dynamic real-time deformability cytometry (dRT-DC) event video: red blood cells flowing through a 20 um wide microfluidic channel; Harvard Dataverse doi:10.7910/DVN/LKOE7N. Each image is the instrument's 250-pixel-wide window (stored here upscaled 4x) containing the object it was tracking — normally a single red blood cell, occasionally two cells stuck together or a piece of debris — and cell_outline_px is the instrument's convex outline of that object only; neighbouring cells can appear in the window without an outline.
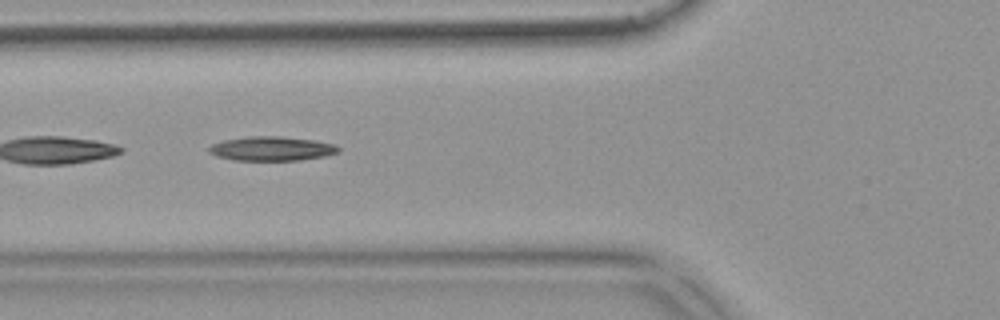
{"species": "common noctule bat (a hibernating species)", "species_latin": "Nyctalus noctula", "temperature_condition": "warm", "stored_images_in_passage": 53, "segment_of_instrument_passage": [2, 2], "camera_frame_rate_fps": 3000, "um_per_image_px": 0.085, "animal": {"sex": "female", "body_mass_g": 18.4}, "frame": {"image": 1, "passage_image": 20, "time_ms": 6.333, "image_size_px": [1000, 320], "cell_outline_px": [[340, 152], [324, 156], [300, 160], [232, 160], [216, 156], [208, 152], [208, 148], [212, 144], [224, 140], [248, 136], [280, 136], [316, 140], [336, 144], [340, 148]], "centroid_in_image_um": [23.11, 12.63], "position_along_channel_um": 102.7, "area_um2": 18.44}}
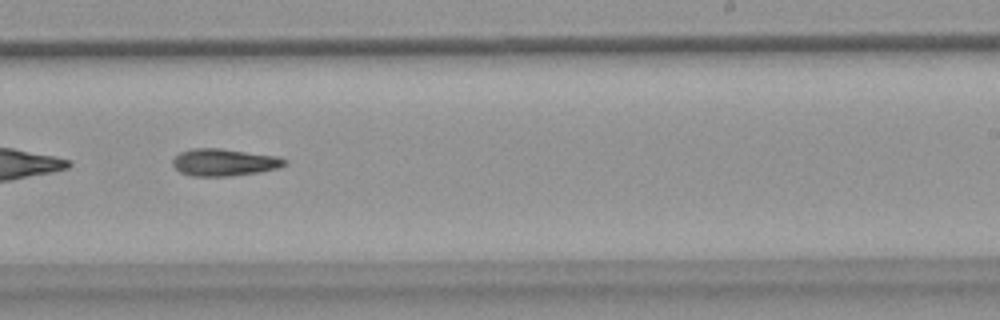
{"frame": {"image": 2, "passage_image": 33, "time_ms": 10.667, "image_size_px": [1000, 320], "cell_outline_px": [[288, 164], [280, 168], [260, 172], [228, 176], [192, 176], [180, 172], [172, 164], [172, 160], [180, 152], [192, 148], [220, 148], [280, 156], [288, 160]], "centroid_in_image_um": [19.11, 13.79], "position_along_channel_um": 269.9, "area_um2": 17.98}}
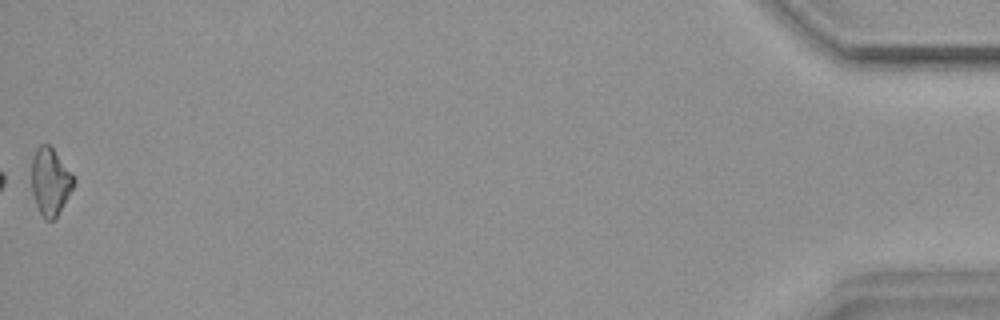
{"frame": {"image": 3, "passage_image": 53, "time_ms": 17.333, "image_size_px": [1000, 320], "cell_outline_px": [[76, 180], [72, 188], [56, 216], [52, 220], [44, 220], [36, 204], [32, 192], [32, 156], [36, 148], [40, 144], [48, 144], [52, 148]], "centroid_in_image_um": [4.24, 15.42], "position_along_channel_um": 431.0, "area_um2": 16.07}}